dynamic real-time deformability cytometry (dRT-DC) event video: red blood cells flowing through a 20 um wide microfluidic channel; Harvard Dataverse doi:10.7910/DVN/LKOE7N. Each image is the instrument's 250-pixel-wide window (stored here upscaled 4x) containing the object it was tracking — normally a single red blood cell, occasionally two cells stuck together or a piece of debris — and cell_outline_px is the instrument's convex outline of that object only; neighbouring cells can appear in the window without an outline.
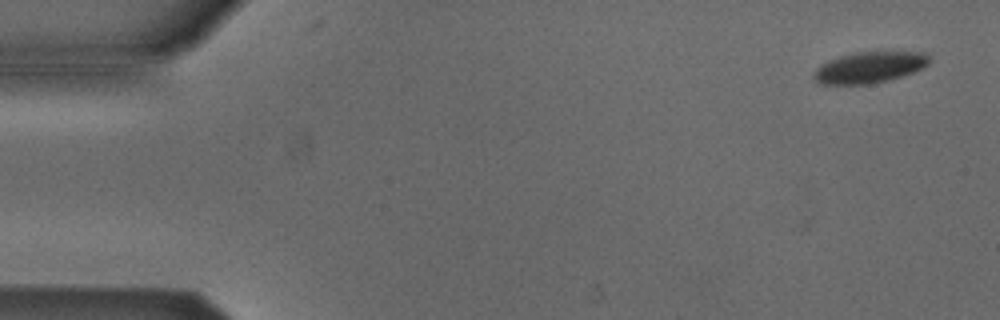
{"species": "Egyptian fruit bat (a non-hibernating species)", "species_latin": "Rousettus aegyptiacus", "temperature_condition": "cold", "stored_images_in_passage": 5, "camera_frame_rate_fps": 3000, "um_per_image_px": 0.085, "animal": {"sex": "male"}, "frame": {"image": 1, "passage_image": 3, "time_ms": 0.667, "image_size_px": [1000, 320], "cell_outline_px": [[932, 60], [924, 68], [900, 76], [884, 80], [864, 84], [820, 84], [812, 76], [816, 68], [820, 64], [840, 56], [856, 52], [924, 52]], "centroid_in_image_um": [73.89, 5.71], "position_along_channel_um": 11.1, "area_um2": 20.69}}